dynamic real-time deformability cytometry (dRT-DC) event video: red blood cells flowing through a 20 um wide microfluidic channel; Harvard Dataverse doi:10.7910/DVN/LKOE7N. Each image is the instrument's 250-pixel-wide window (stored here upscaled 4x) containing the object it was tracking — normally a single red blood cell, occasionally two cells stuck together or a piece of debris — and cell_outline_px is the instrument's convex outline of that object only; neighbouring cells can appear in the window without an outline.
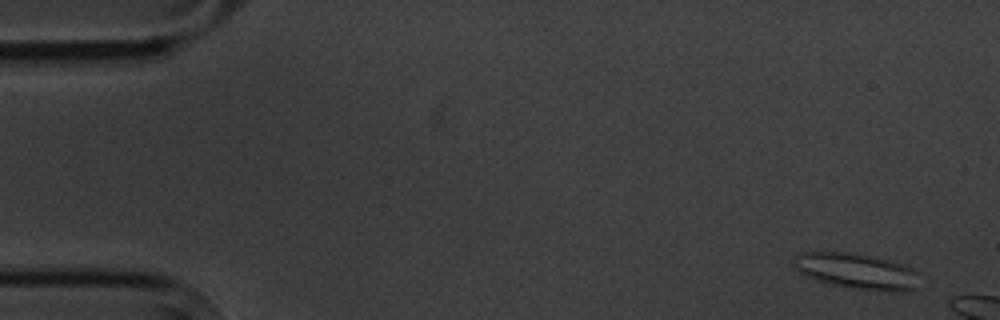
{"species": "common noctule bat (a hibernating species)", "species_latin": "Nyctalus noctula", "temperature_condition": "cold", "stored_images_in_passage": 3, "camera_frame_rate_fps": 3000, "um_per_image_px": 0.085, "animal": {"sex": "male", "body_mass_g": 20.1, "forearm_length_mm": 53.5}, "frame": {"image": 1, "passage_image": 1, "time_ms": 0.0, "image_size_px": [1000, 320], "cell_outline_px": [[916, 288], [900, 292], [888, 292], [852, 288], [832, 284], [816, 280], [792, 268], [792, 264], [796, 256], [800, 252], [856, 252], [904, 264], [912, 268], [916, 272]], "centroid_in_image_um": [72.78, 23.04], "position_along_channel_um": 12.2, "area_um2": 26.24}}